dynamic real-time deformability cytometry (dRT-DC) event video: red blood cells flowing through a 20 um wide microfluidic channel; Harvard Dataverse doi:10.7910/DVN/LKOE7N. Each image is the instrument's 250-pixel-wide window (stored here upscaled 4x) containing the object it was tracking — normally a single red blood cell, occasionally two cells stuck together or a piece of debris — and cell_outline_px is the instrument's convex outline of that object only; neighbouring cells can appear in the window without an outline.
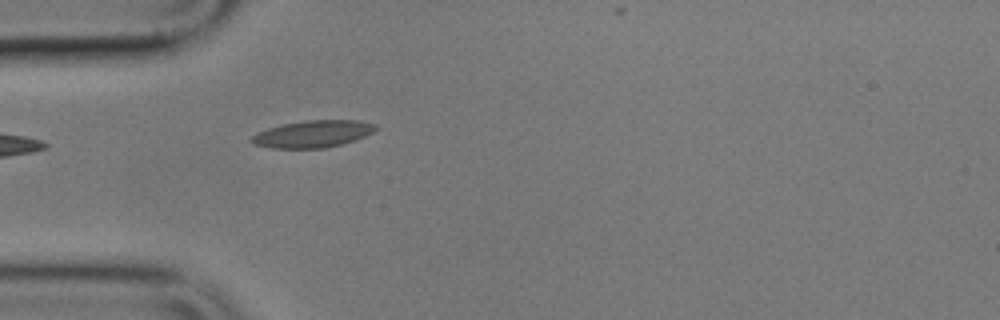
{"species": "common noctule bat (a hibernating species)", "species_latin": "Nyctalus noctula", "temperature_condition": "cold", "stored_images_in_passage": 5, "camera_frame_rate_fps": 3000, "um_per_image_px": 0.085, "animal": {"sex": "male", "body_mass_g": 17.9}, "frame": {"image": 1, "passage_image": 5, "time_ms": 4.667, "image_size_px": [1000, 320], "cell_outline_px": [[380, 128], [356, 140], [324, 148], [272, 148], [252, 144], [248, 140], [256, 132], [268, 128], [284, 124], [304, 120], [356, 120], [376, 124]], "centroid_in_image_um": [26.57, 11.38], "position_along_channel_um": 58.4, "area_um2": 19.65}}